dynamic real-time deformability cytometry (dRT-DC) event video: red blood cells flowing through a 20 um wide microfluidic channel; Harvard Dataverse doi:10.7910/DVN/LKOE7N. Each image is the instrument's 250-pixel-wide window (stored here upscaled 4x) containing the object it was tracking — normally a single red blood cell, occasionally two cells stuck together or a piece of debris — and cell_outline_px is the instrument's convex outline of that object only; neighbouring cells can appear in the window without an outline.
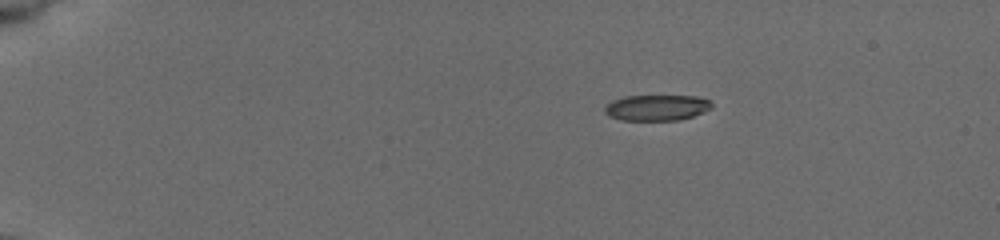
{"species": "common noctule bat (a hibernating species)", "species_latin": "Nyctalus noctula", "temperature_condition": "cold", "stored_images_in_passage": 20, "camera_frame_rate_fps": 3000, "um_per_image_px": 0.085, "animal": {"sex": "female", "body_mass_g": 19.5, "forearm_length_mm": 54.1}, "frame": {"image": 1, "passage_image": 1, "time_ms": 0.0, "image_size_px": [1000, 240], "cell_outline_px": [[712, 108], [704, 112], [692, 116], [676, 120], [620, 120], [608, 116], [604, 112], [604, 108], [612, 100], [624, 96], [696, 96], [708, 100], [712, 104]], "centroid_in_image_um": [55.79, 9.15], "position_along_channel_um": 29.2, "area_um2": 16.07}}
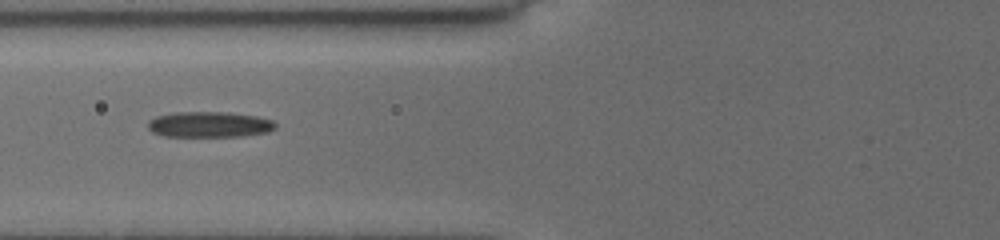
{"frame": {"image": 2, "passage_image": 12, "time_ms": 4.667, "image_size_px": [1000, 240], "cell_outline_px": [[276, 128], [268, 132], [240, 136], [164, 136], [152, 132], [148, 128], [148, 120], [156, 116], [176, 112], [228, 112], [256, 116], [272, 120], [276, 124]], "centroid_in_image_um": [17.78, 10.58], "position_along_channel_um": 108.0, "area_um2": 19.07}}
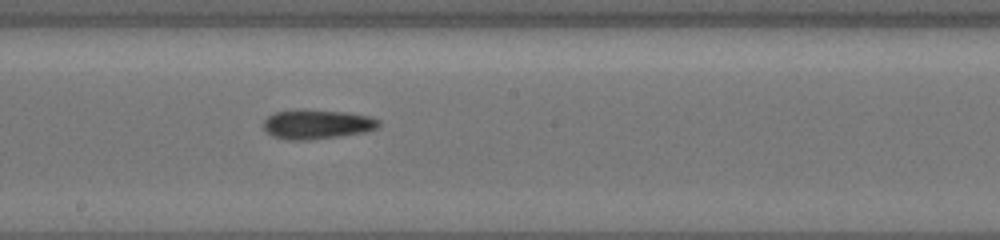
{"frame": {"image": 3, "passage_image": 20, "time_ms": 7.667, "image_size_px": [1000, 240], "cell_outline_px": [[380, 124], [376, 128], [364, 132], [336, 136], [300, 140], [292, 140], [272, 136], [264, 128], [264, 120], [268, 116], [276, 112], [296, 108], [304, 108], [348, 112], [372, 116], [380, 120]], "centroid_in_image_um": [26.95, 10.52], "position_along_channel_um": 221.2, "area_um2": 19.88}}